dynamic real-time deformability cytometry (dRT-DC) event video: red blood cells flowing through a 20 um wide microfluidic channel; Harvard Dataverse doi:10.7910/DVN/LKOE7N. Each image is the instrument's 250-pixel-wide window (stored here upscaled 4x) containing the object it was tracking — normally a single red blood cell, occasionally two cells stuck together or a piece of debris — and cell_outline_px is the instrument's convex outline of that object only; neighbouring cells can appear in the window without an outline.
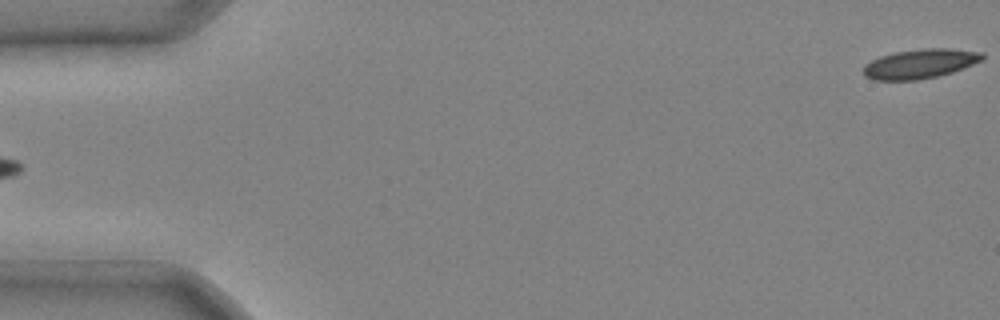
{"species": "common noctule bat (a hibernating species)", "species_latin": "Nyctalus noctula", "temperature_condition": "cold", "stored_images_in_passage": 4, "segment_of_instrument_passage": [2, 2], "camera_frame_rate_fps": 3000, "um_per_image_px": 0.085, "animal": {"sex": "male", "body_mass_g": 20.4}, "frame": {"image": 1, "passage_image": 4, "time_ms": 1.0, "image_size_px": [1000, 320], "cell_outline_px": [[984, 60], [952, 72], [936, 76], [916, 80], [872, 80], [864, 76], [864, 68], [872, 60], [880, 56], [896, 52], [924, 48], [948, 48], [984, 52]], "centroid_in_image_um": [78.24, 5.41], "position_along_channel_um": 6.8, "area_um2": 20.29}}